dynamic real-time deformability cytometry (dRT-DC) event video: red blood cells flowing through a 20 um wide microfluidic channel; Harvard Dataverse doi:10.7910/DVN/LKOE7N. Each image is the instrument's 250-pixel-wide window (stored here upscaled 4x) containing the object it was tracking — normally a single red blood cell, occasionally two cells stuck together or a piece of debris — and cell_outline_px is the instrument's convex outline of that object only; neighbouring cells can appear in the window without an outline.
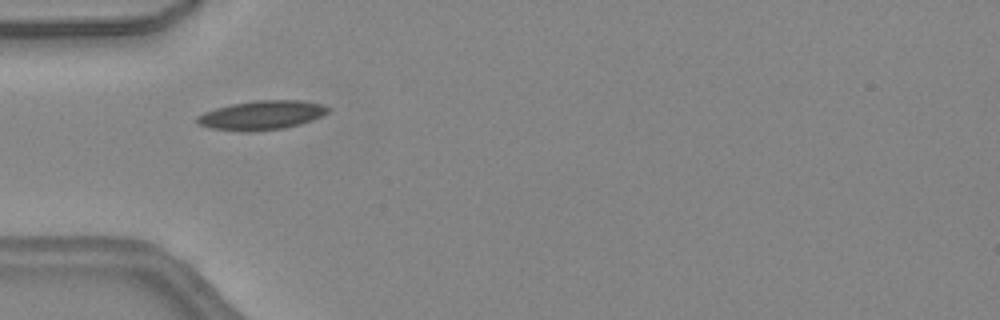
{"species": "common noctule bat (a hibernating species)", "species_latin": "Nyctalus noctula", "temperature_condition": "warm", "stored_images_in_passage": 32, "camera_frame_rate_fps": 3000, "um_per_image_px": 0.085, "animal": {"sex": "female", "body_mass_g": 24.6, "forearm_length_mm": 56.2}, "frame": {"image": 1, "passage_image": 1, "time_ms": 0.0, "image_size_px": [1000, 320], "cell_outline_px": [[332, 108], [328, 112], [312, 120], [300, 124], [284, 128], [252, 132], [244, 132], [212, 128], [196, 124], [196, 116], [204, 112], [216, 108], [232, 104], [256, 100], [300, 100], [320, 104]], "centroid_in_image_um": [22.22, 9.8], "position_along_channel_um": 62.8, "area_um2": 22.25}}
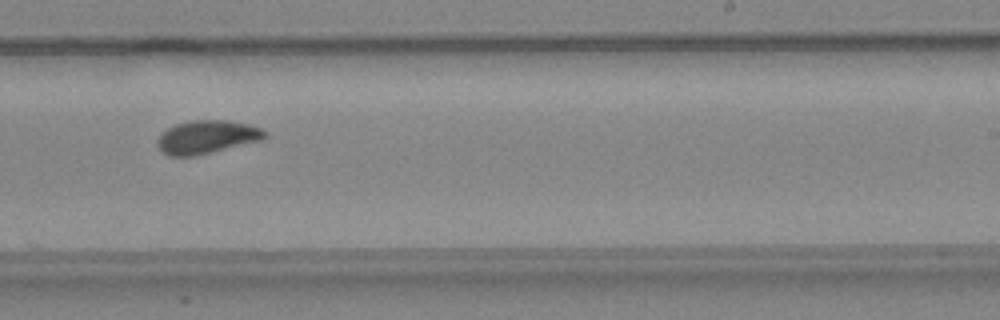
{"frame": {"image": 2, "passage_image": 15, "time_ms": 4.667, "image_size_px": [1000, 320], "cell_outline_px": [[268, 136], [260, 140], [196, 156], [168, 156], [156, 144], [156, 140], [168, 128], [176, 124], [192, 120], [228, 120], [248, 124], [264, 128], [268, 132]], "centroid_in_image_um": [17.62, 11.64], "position_along_channel_um": 271.4, "area_um2": 20.81}}
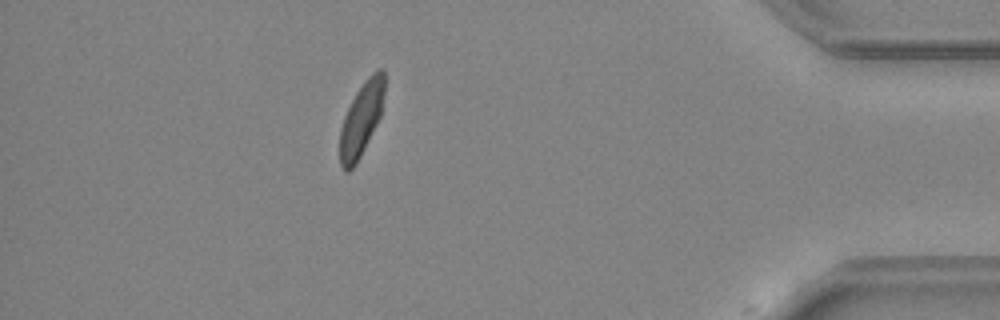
{"frame": {"image": 3, "passage_image": 27, "time_ms": 8.667, "image_size_px": [1000, 320], "cell_outline_px": [[384, 92], [380, 116], [356, 164], [348, 172], [344, 172], [340, 164], [340, 128], [344, 116], [356, 92], [364, 80], [376, 68], [384, 68]], "centroid_in_image_um": [30.7, 10.1], "position_along_channel_um": 404.5, "area_um2": 18.96}, "authors_computed_cell_mechanics": {"area_um2": 20.2011, "velocity_mm_per_s": 4.5039, "shape_relaxation_time_tau1_ms": 3.5397, "shape_relaxation_time_tau2_ms": 1.623, "deformation_change_tau1": 0.1178, "deformation_change_tau2": 0.0759}}